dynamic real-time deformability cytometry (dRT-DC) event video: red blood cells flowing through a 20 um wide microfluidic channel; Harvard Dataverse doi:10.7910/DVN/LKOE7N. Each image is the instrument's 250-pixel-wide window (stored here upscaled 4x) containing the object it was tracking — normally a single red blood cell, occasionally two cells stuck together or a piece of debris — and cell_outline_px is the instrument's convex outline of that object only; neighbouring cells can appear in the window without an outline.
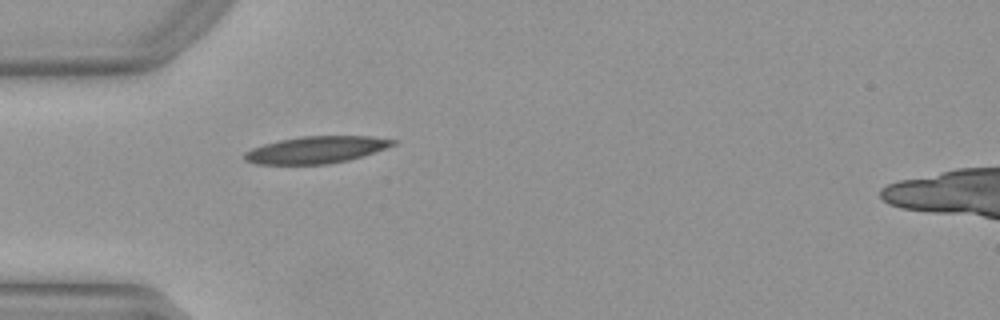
{"species": "Egyptian fruit bat (a non-hibernating species)", "species_latin": "Rousettus aegyptiacus", "temperature_condition": "warm", "stored_images_in_passage": 33, "camera_frame_rate_fps": 3000, "um_per_image_px": 0.085, "animal": {"sex": "female"}, "frame": {"image": 1, "passage_image": 1, "time_ms": 0.0, "image_size_px": [1000, 320], "cell_outline_px": [[396, 144], [348, 160], [328, 164], [256, 164], [244, 160], [244, 152], [252, 148], [264, 144], [280, 140], [300, 136], [372, 136], [396, 140]], "centroid_in_image_um": [26.83, 12.73], "position_along_channel_um": 58.2, "area_um2": 23.12}}
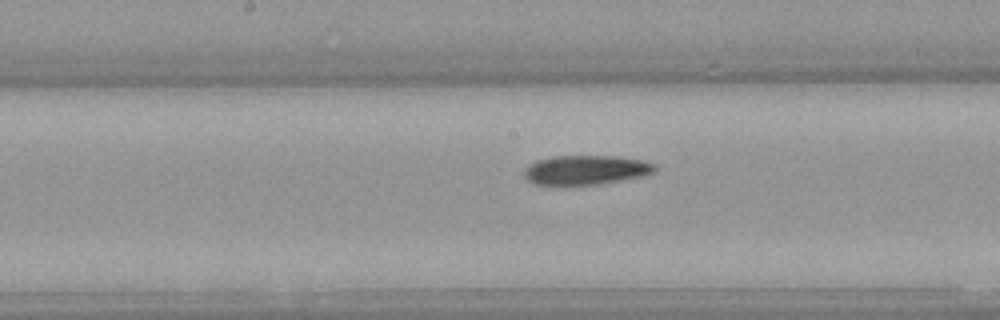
{"frame": {"image": 2, "passage_image": 12, "time_ms": 3.667, "image_size_px": [1000, 320], "cell_outline_px": [[656, 168], [652, 172], [644, 176], [600, 184], [536, 184], [528, 180], [524, 176], [524, 168], [528, 164], [536, 160], [552, 156], [616, 156], [644, 160], [656, 164]], "centroid_in_image_um": [49.8, 14.43], "position_along_channel_um": 198.4, "area_um2": 22.37}}
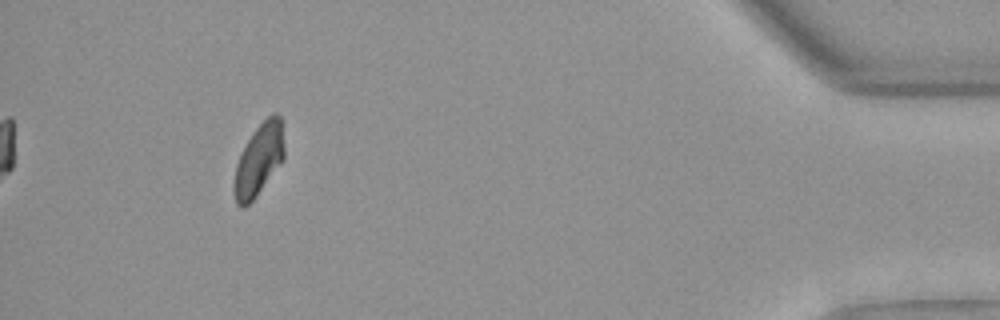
{"frame": {"image": 3, "passage_image": 33, "time_ms": 10.667, "image_size_px": [1000, 320], "cell_outline_px": [[284, 160], [256, 196], [244, 208], [236, 204], [232, 188], [236, 164], [248, 140], [256, 128], [272, 112], [276, 112], [280, 116], [284, 148]], "centroid_in_image_um": [21.99, 13.61], "position_along_channel_um": 413.2, "area_um2": 20.87}}